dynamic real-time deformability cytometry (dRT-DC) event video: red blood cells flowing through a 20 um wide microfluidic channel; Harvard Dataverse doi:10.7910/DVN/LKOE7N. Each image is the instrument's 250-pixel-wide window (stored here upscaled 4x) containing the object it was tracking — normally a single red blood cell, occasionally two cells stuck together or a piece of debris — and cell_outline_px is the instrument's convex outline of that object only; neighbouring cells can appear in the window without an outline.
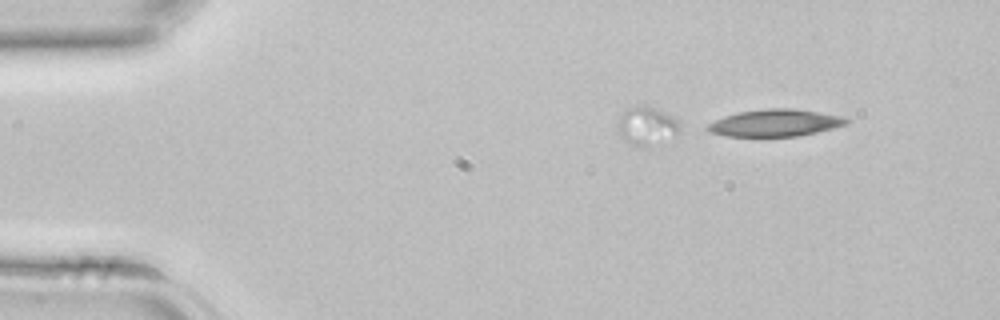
{"species": "common noctule bat (a hibernating species)", "species_latin": "Nyctalus noctula", "temperature_condition": "room temperature", "stored_images_in_passage": 6, "segment_of_instrument_passage": [1, 3], "camera_frame_rate_fps": 3000, "um_per_image_px": 0.085, "animal": {"sex": "female", "body_mass_g": 22.7, "forearm_length_mm": 54.2}, "frame": {"image": 1, "passage_image": 1, "time_ms": 0.0, "image_size_px": [1000, 320], "cell_outline_px": [[848, 124], [816, 132], [796, 136], [724, 136], [708, 132], [704, 128], [708, 124], [724, 116], [740, 112], [768, 108], [792, 108], [820, 112], [844, 116], [848, 120]], "centroid_in_image_um": [65.87, 10.44], "position_along_channel_um": 19.1, "area_um2": 21.85}}